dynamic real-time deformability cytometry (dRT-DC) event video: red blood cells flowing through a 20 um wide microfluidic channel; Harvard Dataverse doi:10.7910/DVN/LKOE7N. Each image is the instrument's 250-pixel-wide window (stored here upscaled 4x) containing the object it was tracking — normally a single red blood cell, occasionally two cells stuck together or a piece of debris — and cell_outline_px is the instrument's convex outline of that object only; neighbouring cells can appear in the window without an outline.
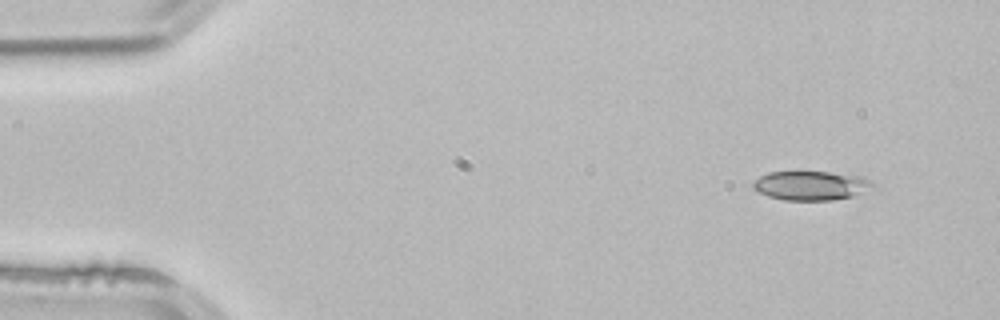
{"species": "common noctule bat (a hibernating species)", "species_latin": "Nyctalus noctula", "temperature_condition": "room temperature", "stored_images_in_passage": 2, "camera_frame_rate_fps": 3000, "um_per_image_px": 0.085, "animal": {"sex": "male", "body_mass_g": 21.5, "forearm_length_mm": 52.0}, "frame": {"image": 1, "passage_image": 1, "time_ms": 0.0, "image_size_px": [1000, 320], "cell_outline_px": [[876, 188], [852, 196], [832, 200], [784, 200], [768, 196], [752, 188], [752, 184], [760, 176], [768, 172], [828, 172], [864, 176], [872, 180], [876, 184]], "centroid_in_image_um": [69.01, 15.77], "position_along_channel_um": 16.0, "area_um2": 20.52}}
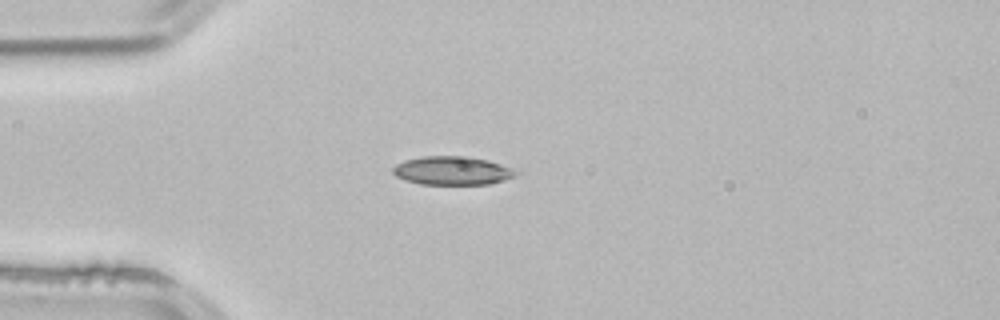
{"frame": {"image": 2, "passage_image": 2, "time_ms": 0.333, "image_size_px": [1000, 320], "cell_outline_px": [[520, 172], [516, 176], [504, 180], [488, 184], [420, 184], [404, 180], [396, 176], [392, 172], [392, 168], [396, 164], [404, 160], [424, 156], [468, 156], [488, 160], [512, 168]], "centroid_in_image_um": [38.44, 14.5], "position_along_channel_um": 46.6, "area_um2": 20.58}}